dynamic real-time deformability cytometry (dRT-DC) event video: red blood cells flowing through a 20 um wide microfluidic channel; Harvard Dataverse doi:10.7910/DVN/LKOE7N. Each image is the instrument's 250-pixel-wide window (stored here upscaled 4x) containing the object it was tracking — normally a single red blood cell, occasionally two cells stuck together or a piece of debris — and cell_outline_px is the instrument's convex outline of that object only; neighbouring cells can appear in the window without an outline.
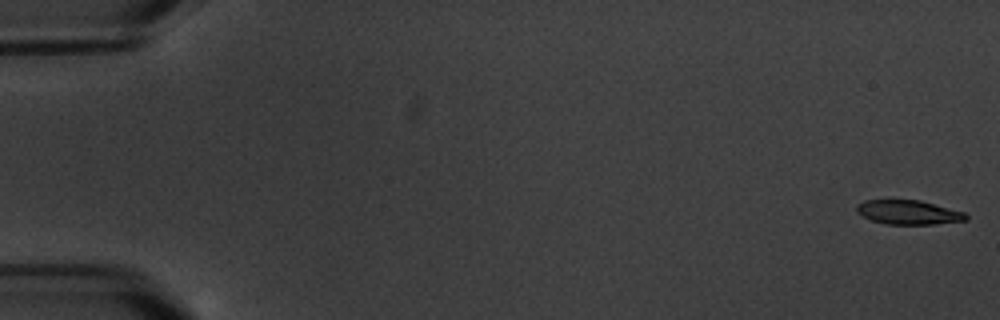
{"species": "common noctule bat (a hibernating species)", "species_latin": "Nyctalus noctula", "temperature_condition": "warm", "stored_images_in_passage": 7, "camera_frame_rate_fps": 3000, "um_per_image_px": 0.085, "animal": {"sex": "male", "body_mass_g": 20.1, "forearm_length_mm": 53.5}, "frame": {"image": 1, "passage_image": 1, "time_ms": 0.0, "image_size_px": [1000, 320], "cell_outline_px": [[968, 220], [936, 224], [884, 224], [872, 220], [856, 212], [856, 204], [864, 200], [920, 200], [964, 212], [968, 216]], "centroid_in_image_um": [77.21, 18.05], "position_along_channel_um": 7.8, "area_um2": 15.43}}
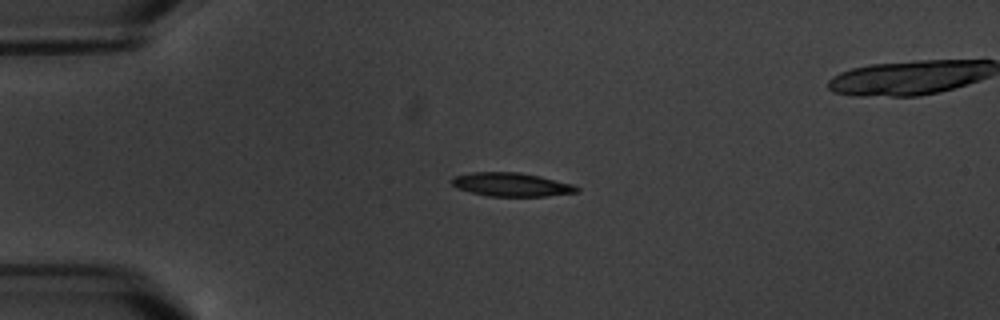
{"frame": {"image": 2, "passage_image": 5, "time_ms": 4.667, "image_size_px": [1000, 320], "cell_outline_px": [[580, 192], [544, 196], [488, 196], [456, 188], [452, 184], [452, 176], [472, 172], [520, 172], [540, 176], [572, 184], [580, 188]], "centroid_in_image_um": [43.47, 15.68], "position_along_channel_um": 41.5, "area_um2": 17.22}}